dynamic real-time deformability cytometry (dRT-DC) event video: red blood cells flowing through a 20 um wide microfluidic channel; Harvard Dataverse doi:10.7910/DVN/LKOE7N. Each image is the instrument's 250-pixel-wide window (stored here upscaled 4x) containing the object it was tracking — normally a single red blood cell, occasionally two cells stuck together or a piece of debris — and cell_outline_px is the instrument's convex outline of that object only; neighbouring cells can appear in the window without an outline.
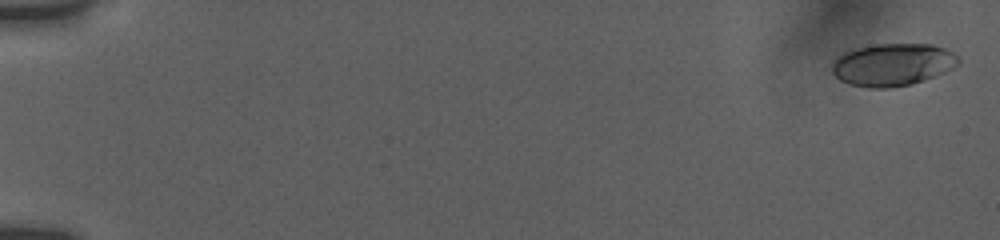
{"species": "human", "species_latin": "Homo sapiens", "temperature_condition": "room temperature", "stored_images_in_passage": 18, "camera_frame_rate_fps": 3000, "um_per_image_px": 0.085, "donor": {"sex": "female"}, "frame": {"image": 1, "passage_image": 1, "time_ms": 0.0, "image_size_px": [1000, 240], "cell_outline_px": [[960, 64], [944, 72], [908, 84], [888, 88], [868, 88], [852, 84], [840, 80], [832, 72], [832, 60], [836, 56], [844, 52], [856, 48], [876, 44], [932, 44], [944, 48], [952, 52], [960, 60]], "centroid_in_image_um": [75.84, 5.48], "position_along_channel_um": 9.2, "area_um2": 31.04}}
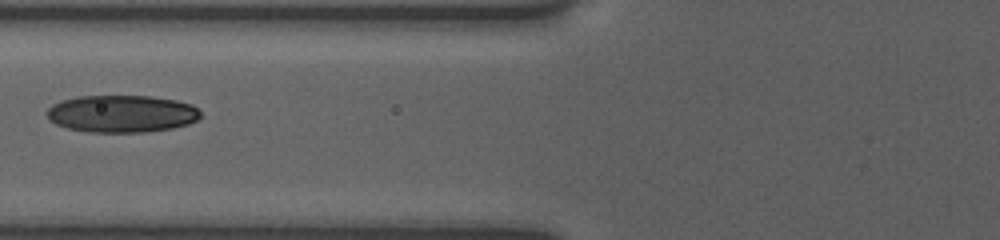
{"frame": {"image": 2, "passage_image": 14, "time_ms": 7.667, "image_size_px": [1000, 240], "cell_outline_px": [[200, 116], [196, 120], [188, 124], [172, 128], [144, 132], [88, 132], [68, 128], [56, 124], [48, 120], [44, 112], [52, 104], [60, 100], [76, 96], [148, 96], [176, 100], [192, 104], [200, 112]], "centroid_in_image_um": [10.29, 9.66], "position_along_channel_um": 115.5, "area_um2": 33.58}}
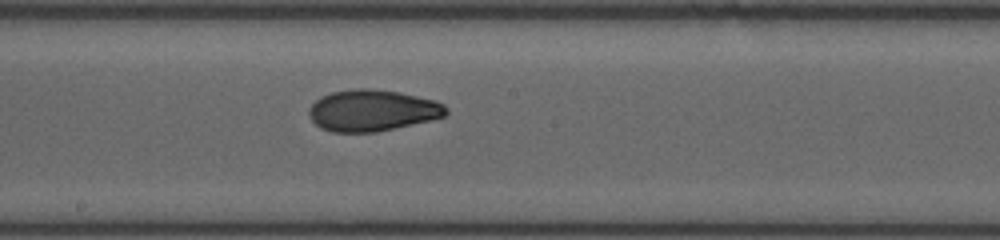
{"frame": {"image": 3, "passage_image": 18, "time_ms": 10.333, "image_size_px": [1000, 240], "cell_outline_px": [[448, 112], [444, 116], [432, 120], [372, 132], [332, 132], [320, 128], [308, 116], [308, 108], [320, 96], [332, 92], [356, 88], [368, 88], [400, 92], [436, 100], [444, 104], [448, 108]], "centroid_in_image_um": [31.64, 9.38], "position_along_channel_um": 216.6, "area_um2": 33.18}}